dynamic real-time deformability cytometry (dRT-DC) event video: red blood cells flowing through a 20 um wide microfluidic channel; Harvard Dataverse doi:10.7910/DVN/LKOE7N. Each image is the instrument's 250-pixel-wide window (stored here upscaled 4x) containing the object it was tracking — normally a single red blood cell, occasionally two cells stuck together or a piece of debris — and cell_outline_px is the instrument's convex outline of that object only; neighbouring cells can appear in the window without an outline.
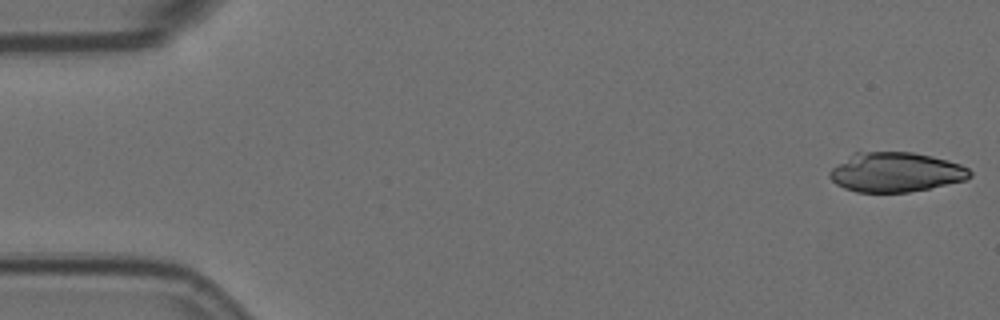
{"species": "Egyptian fruit bat (a non-hibernating species)", "species_latin": "Rousettus aegyptiacus", "temperature_condition": "room temperature", "stored_images_in_passage": 5, "camera_frame_rate_fps": 3000, "um_per_image_px": 0.085, "animal": {"sex": "female"}, "frame": {"image": 1, "passage_image": 1, "time_ms": 0.0, "image_size_px": [1000, 320], "cell_outline_px": [[972, 176], [964, 180], [928, 188], [908, 192], [856, 192], [844, 188], [836, 184], [828, 176], [828, 172], [832, 168], [852, 152], [912, 152], [932, 156], [948, 160], [960, 164], [968, 168], [972, 172]], "centroid_in_image_um": [76.11, 14.62], "position_along_channel_um": 8.9, "area_um2": 32.37}}